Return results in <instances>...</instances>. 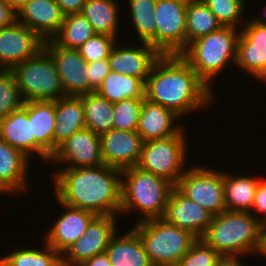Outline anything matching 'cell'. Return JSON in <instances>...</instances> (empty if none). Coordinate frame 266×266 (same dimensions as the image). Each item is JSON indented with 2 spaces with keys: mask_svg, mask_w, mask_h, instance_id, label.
<instances>
[{
  "mask_svg": "<svg viewBox=\"0 0 266 266\" xmlns=\"http://www.w3.org/2000/svg\"><path fill=\"white\" fill-rule=\"evenodd\" d=\"M215 95L180 55H161L145 82V99L181 118L209 108Z\"/></svg>",
  "mask_w": 266,
  "mask_h": 266,
  "instance_id": "6da1fadb",
  "label": "cell"
},
{
  "mask_svg": "<svg viewBox=\"0 0 266 266\" xmlns=\"http://www.w3.org/2000/svg\"><path fill=\"white\" fill-rule=\"evenodd\" d=\"M52 180L56 198L66 205L90 211L96 216L120 213L121 171L116 168L105 164L62 168L53 174Z\"/></svg>",
  "mask_w": 266,
  "mask_h": 266,
  "instance_id": "7a4b0ae2",
  "label": "cell"
},
{
  "mask_svg": "<svg viewBox=\"0 0 266 266\" xmlns=\"http://www.w3.org/2000/svg\"><path fill=\"white\" fill-rule=\"evenodd\" d=\"M261 238V222L253 214L226 210L212 217L201 239L221 256H246L259 253Z\"/></svg>",
  "mask_w": 266,
  "mask_h": 266,
  "instance_id": "3957f363",
  "label": "cell"
},
{
  "mask_svg": "<svg viewBox=\"0 0 266 266\" xmlns=\"http://www.w3.org/2000/svg\"><path fill=\"white\" fill-rule=\"evenodd\" d=\"M174 187L175 185L165 178L137 166L124 169L121 171L120 214L138 210L139 219L135 223L163 218Z\"/></svg>",
  "mask_w": 266,
  "mask_h": 266,
  "instance_id": "277c9868",
  "label": "cell"
},
{
  "mask_svg": "<svg viewBox=\"0 0 266 266\" xmlns=\"http://www.w3.org/2000/svg\"><path fill=\"white\" fill-rule=\"evenodd\" d=\"M240 30V28L222 26L217 31L194 40L180 54L213 92H215L212 83L214 78L227 68L228 63L234 65L236 63Z\"/></svg>",
  "mask_w": 266,
  "mask_h": 266,
  "instance_id": "5b68a950",
  "label": "cell"
},
{
  "mask_svg": "<svg viewBox=\"0 0 266 266\" xmlns=\"http://www.w3.org/2000/svg\"><path fill=\"white\" fill-rule=\"evenodd\" d=\"M132 228L140 237L152 266H177L198 240L191 232L163 218L141 221Z\"/></svg>",
  "mask_w": 266,
  "mask_h": 266,
  "instance_id": "8992f818",
  "label": "cell"
},
{
  "mask_svg": "<svg viewBox=\"0 0 266 266\" xmlns=\"http://www.w3.org/2000/svg\"><path fill=\"white\" fill-rule=\"evenodd\" d=\"M10 71L23 101H56L66 96L55 62L44 48L34 57L13 66Z\"/></svg>",
  "mask_w": 266,
  "mask_h": 266,
  "instance_id": "52a82bcc",
  "label": "cell"
},
{
  "mask_svg": "<svg viewBox=\"0 0 266 266\" xmlns=\"http://www.w3.org/2000/svg\"><path fill=\"white\" fill-rule=\"evenodd\" d=\"M186 140L183 128L176 135L145 141L137 167L176 185L186 170L184 167L188 158Z\"/></svg>",
  "mask_w": 266,
  "mask_h": 266,
  "instance_id": "ba28073f",
  "label": "cell"
},
{
  "mask_svg": "<svg viewBox=\"0 0 266 266\" xmlns=\"http://www.w3.org/2000/svg\"><path fill=\"white\" fill-rule=\"evenodd\" d=\"M211 168L204 165L188 167L175 187L214 216L226 211L227 208L224 197L223 170Z\"/></svg>",
  "mask_w": 266,
  "mask_h": 266,
  "instance_id": "9c48e42d",
  "label": "cell"
},
{
  "mask_svg": "<svg viewBox=\"0 0 266 266\" xmlns=\"http://www.w3.org/2000/svg\"><path fill=\"white\" fill-rule=\"evenodd\" d=\"M187 0H157L155 49L161 55H180L186 49Z\"/></svg>",
  "mask_w": 266,
  "mask_h": 266,
  "instance_id": "30bf717a",
  "label": "cell"
},
{
  "mask_svg": "<svg viewBox=\"0 0 266 266\" xmlns=\"http://www.w3.org/2000/svg\"><path fill=\"white\" fill-rule=\"evenodd\" d=\"M116 215L96 216L88 225L84 235L73 243L62 255V266H79L85 260L104 253L117 231Z\"/></svg>",
  "mask_w": 266,
  "mask_h": 266,
  "instance_id": "8fae6325",
  "label": "cell"
},
{
  "mask_svg": "<svg viewBox=\"0 0 266 266\" xmlns=\"http://www.w3.org/2000/svg\"><path fill=\"white\" fill-rule=\"evenodd\" d=\"M44 49L55 62L61 86L66 96L89 93L88 63L77 49H66L52 39L44 42Z\"/></svg>",
  "mask_w": 266,
  "mask_h": 266,
  "instance_id": "7c38bea8",
  "label": "cell"
},
{
  "mask_svg": "<svg viewBox=\"0 0 266 266\" xmlns=\"http://www.w3.org/2000/svg\"><path fill=\"white\" fill-rule=\"evenodd\" d=\"M49 163L66 164L63 168H85L104 165L100 137L89 129L73 133L51 155Z\"/></svg>",
  "mask_w": 266,
  "mask_h": 266,
  "instance_id": "4fadbf2b",
  "label": "cell"
},
{
  "mask_svg": "<svg viewBox=\"0 0 266 266\" xmlns=\"http://www.w3.org/2000/svg\"><path fill=\"white\" fill-rule=\"evenodd\" d=\"M44 40L17 20L0 29V69L10 70L37 55L44 48Z\"/></svg>",
  "mask_w": 266,
  "mask_h": 266,
  "instance_id": "5bb4252c",
  "label": "cell"
},
{
  "mask_svg": "<svg viewBox=\"0 0 266 266\" xmlns=\"http://www.w3.org/2000/svg\"><path fill=\"white\" fill-rule=\"evenodd\" d=\"M243 26V27H242ZM235 67L266 82V27L251 19L241 24Z\"/></svg>",
  "mask_w": 266,
  "mask_h": 266,
  "instance_id": "9a60e30c",
  "label": "cell"
},
{
  "mask_svg": "<svg viewBox=\"0 0 266 266\" xmlns=\"http://www.w3.org/2000/svg\"><path fill=\"white\" fill-rule=\"evenodd\" d=\"M99 137L105 165L120 171L137 166L144 141L136 130L112 129Z\"/></svg>",
  "mask_w": 266,
  "mask_h": 266,
  "instance_id": "2e32d148",
  "label": "cell"
},
{
  "mask_svg": "<svg viewBox=\"0 0 266 266\" xmlns=\"http://www.w3.org/2000/svg\"><path fill=\"white\" fill-rule=\"evenodd\" d=\"M55 199L60 207L62 206L65 209V212L61 213L48 228L44 241L62 255L84 235L88 225L96 215L90 211L66 205L57 198Z\"/></svg>",
  "mask_w": 266,
  "mask_h": 266,
  "instance_id": "e0dca14e",
  "label": "cell"
},
{
  "mask_svg": "<svg viewBox=\"0 0 266 266\" xmlns=\"http://www.w3.org/2000/svg\"><path fill=\"white\" fill-rule=\"evenodd\" d=\"M212 217L209 211L174 187L170 193L163 219L201 239Z\"/></svg>",
  "mask_w": 266,
  "mask_h": 266,
  "instance_id": "ac0fdd59",
  "label": "cell"
},
{
  "mask_svg": "<svg viewBox=\"0 0 266 266\" xmlns=\"http://www.w3.org/2000/svg\"><path fill=\"white\" fill-rule=\"evenodd\" d=\"M133 46H119L118 41L113 46L108 62L111 71L139 78L144 83L150 75L154 63L161 54L148 43H138Z\"/></svg>",
  "mask_w": 266,
  "mask_h": 266,
  "instance_id": "d6986e66",
  "label": "cell"
},
{
  "mask_svg": "<svg viewBox=\"0 0 266 266\" xmlns=\"http://www.w3.org/2000/svg\"><path fill=\"white\" fill-rule=\"evenodd\" d=\"M0 138L29 159L34 153L38 154L42 161L49 162L51 158L32 136L31 120L26 112V101L20 108L0 120Z\"/></svg>",
  "mask_w": 266,
  "mask_h": 266,
  "instance_id": "ffe728a7",
  "label": "cell"
},
{
  "mask_svg": "<svg viewBox=\"0 0 266 266\" xmlns=\"http://www.w3.org/2000/svg\"><path fill=\"white\" fill-rule=\"evenodd\" d=\"M64 17L65 14L55 0H32L16 13V20L44 41L58 33Z\"/></svg>",
  "mask_w": 266,
  "mask_h": 266,
  "instance_id": "44dd1931",
  "label": "cell"
},
{
  "mask_svg": "<svg viewBox=\"0 0 266 266\" xmlns=\"http://www.w3.org/2000/svg\"><path fill=\"white\" fill-rule=\"evenodd\" d=\"M180 118L172 110L144 99L136 131L144 142L167 138L178 134L183 129L184 126L181 127L180 124L177 126Z\"/></svg>",
  "mask_w": 266,
  "mask_h": 266,
  "instance_id": "7402d4cb",
  "label": "cell"
},
{
  "mask_svg": "<svg viewBox=\"0 0 266 266\" xmlns=\"http://www.w3.org/2000/svg\"><path fill=\"white\" fill-rule=\"evenodd\" d=\"M30 159L0 138V193L17 194L27 190ZM29 162V163H28ZM28 170V171H27Z\"/></svg>",
  "mask_w": 266,
  "mask_h": 266,
  "instance_id": "603a6c76",
  "label": "cell"
},
{
  "mask_svg": "<svg viewBox=\"0 0 266 266\" xmlns=\"http://www.w3.org/2000/svg\"><path fill=\"white\" fill-rule=\"evenodd\" d=\"M54 152L76 131L86 128L80 96H63L55 101Z\"/></svg>",
  "mask_w": 266,
  "mask_h": 266,
  "instance_id": "cb8c5ba5",
  "label": "cell"
},
{
  "mask_svg": "<svg viewBox=\"0 0 266 266\" xmlns=\"http://www.w3.org/2000/svg\"><path fill=\"white\" fill-rule=\"evenodd\" d=\"M105 252L112 266H152L144 245L133 228L122 236L116 233Z\"/></svg>",
  "mask_w": 266,
  "mask_h": 266,
  "instance_id": "d4e9b609",
  "label": "cell"
},
{
  "mask_svg": "<svg viewBox=\"0 0 266 266\" xmlns=\"http://www.w3.org/2000/svg\"><path fill=\"white\" fill-rule=\"evenodd\" d=\"M32 136L51 156L54 153L55 101H26Z\"/></svg>",
  "mask_w": 266,
  "mask_h": 266,
  "instance_id": "484cf974",
  "label": "cell"
},
{
  "mask_svg": "<svg viewBox=\"0 0 266 266\" xmlns=\"http://www.w3.org/2000/svg\"><path fill=\"white\" fill-rule=\"evenodd\" d=\"M223 171V187L227 211L250 212L258 182L262 179L244 175H233Z\"/></svg>",
  "mask_w": 266,
  "mask_h": 266,
  "instance_id": "4316f807",
  "label": "cell"
},
{
  "mask_svg": "<svg viewBox=\"0 0 266 266\" xmlns=\"http://www.w3.org/2000/svg\"><path fill=\"white\" fill-rule=\"evenodd\" d=\"M118 3L117 0H86L81 13L90 22L96 34H106L118 39L121 16Z\"/></svg>",
  "mask_w": 266,
  "mask_h": 266,
  "instance_id": "83f0119b",
  "label": "cell"
},
{
  "mask_svg": "<svg viewBox=\"0 0 266 266\" xmlns=\"http://www.w3.org/2000/svg\"><path fill=\"white\" fill-rule=\"evenodd\" d=\"M95 92L112 103L123 99L145 98V83L139 78L110 71Z\"/></svg>",
  "mask_w": 266,
  "mask_h": 266,
  "instance_id": "f1b7e54d",
  "label": "cell"
},
{
  "mask_svg": "<svg viewBox=\"0 0 266 266\" xmlns=\"http://www.w3.org/2000/svg\"><path fill=\"white\" fill-rule=\"evenodd\" d=\"M84 107L86 129L101 135L113 129L114 103L97 92L80 96Z\"/></svg>",
  "mask_w": 266,
  "mask_h": 266,
  "instance_id": "f546056e",
  "label": "cell"
},
{
  "mask_svg": "<svg viewBox=\"0 0 266 266\" xmlns=\"http://www.w3.org/2000/svg\"><path fill=\"white\" fill-rule=\"evenodd\" d=\"M222 27L209 7L202 0L187 1L186 48L194 40Z\"/></svg>",
  "mask_w": 266,
  "mask_h": 266,
  "instance_id": "4dcf8cb0",
  "label": "cell"
},
{
  "mask_svg": "<svg viewBox=\"0 0 266 266\" xmlns=\"http://www.w3.org/2000/svg\"><path fill=\"white\" fill-rule=\"evenodd\" d=\"M96 35L90 22L82 13H71L64 17L58 33L52 40L66 49H78Z\"/></svg>",
  "mask_w": 266,
  "mask_h": 266,
  "instance_id": "1f68e13d",
  "label": "cell"
},
{
  "mask_svg": "<svg viewBox=\"0 0 266 266\" xmlns=\"http://www.w3.org/2000/svg\"><path fill=\"white\" fill-rule=\"evenodd\" d=\"M44 248H24L0 257V266H62V257L45 241Z\"/></svg>",
  "mask_w": 266,
  "mask_h": 266,
  "instance_id": "d6a6232c",
  "label": "cell"
},
{
  "mask_svg": "<svg viewBox=\"0 0 266 266\" xmlns=\"http://www.w3.org/2000/svg\"><path fill=\"white\" fill-rule=\"evenodd\" d=\"M130 8L133 30L141 43H148L155 48L156 21L154 10L157 0H127ZM130 5V6H129Z\"/></svg>",
  "mask_w": 266,
  "mask_h": 266,
  "instance_id": "836d02e7",
  "label": "cell"
},
{
  "mask_svg": "<svg viewBox=\"0 0 266 266\" xmlns=\"http://www.w3.org/2000/svg\"><path fill=\"white\" fill-rule=\"evenodd\" d=\"M222 26L239 28L246 10L244 0H202ZM243 15V16H242ZM240 20V21H239Z\"/></svg>",
  "mask_w": 266,
  "mask_h": 266,
  "instance_id": "e575fe53",
  "label": "cell"
},
{
  "mask_svg": "<svg viewBox=\"0 0 266 266\" xmlns=\"http://www.w3.org/2000/svg\"><path fill=\"white\" fill-rule=\"evenodd\" d=\"M23 102L13 73L0 69V120L20 108Z\"/></svg>",
  "mask_w": 266,
  "mask_h": 266,
  "instance_id": "d590c367",
  "label": "cell"
},
{
  "mask_svg": "<svg viewBox=\"0 0 266 266\" xmlns=\"http://www.w3.org/2000/svg\"><path fill=\"white\" fill-rule=\"evenodd\" d=\"M145 98L123 99L114 103L113 129L137 130L140 110Z\"/></svg>",
  "mask_w": 266,
  "mask_h": 266,
  "instance_id": "8d00e7d4",
  "label": "cell"
},
{
  "mask_svg": "<svg viewBox=\"0 0 266 266\" xmlns=\"http://www.w3.org/2000/svg\"><path fill=\"white\" fill-rule=\"evenodd\" d=\"M116 42L117 39L115 37L106 34H96L77 50L87 63L94 62L107 59Z\"/></svg>",
  "mask_w": 266,
  "mask_h": 266,
  "instance_id": "74e56055",
  "label": "cell"
},
{
  "mask_svg": "<svg viewBox=\"0 0 266 266\" xmlns=\"http://www.w3.org/2000/svg\"><path fill=\"white\" fill-rule=\"evenodd\" d=\"M221 255L202 239H198L177 266H215Z\"/></svg>",
  "mask_w": 266,
  "mask_h": 266,
  "instance_id": "f35d334b",
  "label": "cell"
},
{
  "mask_svg": "<svg viewBox=\"0 0 266 266\" xmlns=\"http://www.w3.org/2000/svg\"><path fill=\"white\" fill-rule=\"evenodd\" d=\"M110 71L108 58L88 63L89 93L95 92L101 86Z\"/></svg>",
  "mask_w": 266,
  "mask_h": 266,
  "instance_id": "ab89813d",
  "label": "cell"
},
{
  "mask_svg": "<svg viewBox=\"0 0 266 266\" xmlns=\"http://www.w3.org/2000/svg\"><path fill=\"white\" fill-rule=\"evenodd\" d=\"M250 213L260 222L266 218V179L264 178L258 182Z\"/></svg>",
  "mask_w": 266,
  "mask_h": 266,
  "instance_id": "60d3db41",
  "label": "cell"
},
{
  "mask_svg": "<svg viewBox=\"0 0 266 266\" xmlns=\"http://www.w3.org/2000/svg\"><path fill=\"white\" fill-rule=\"evenodd\" d=\"M16 21V13L6 0H0V29L11 25Z\"/></svg>",
  "mask_w": 266,
  "mask_h": 266,
  "instance_id": "b9f144b4",
  "label": "cell"
},
{
  "mask_svg": "<svg viewBox=\"0 0 266 266\" xmlns=\"http://www.w3.org/2000/svg\"><path fill=\"white\" fill-rule=\"evenodd\" d=\"M62 12L67 15L71 13H81L86 0H55Z\"/></svg>",
  "mask_w": 266,
  "mask_h": 266,
  "instance_id": "7bdbcfd3",
  "label": "cell"
},
{
  "mask_svg": "<svg viewBox=\"0 0 266 266\" xmlns=\"http://www.w3.org/2000/svg\"><path fill=\"white\" fill-rule=\"evenodd\" d=\"M79 266H112L106 252L97 254L90 259L85 260Z\"/></svg>",
  "mask_w": 266,
  "mask_h": 266,
  "instance_id": "ee69618b",
  "label": "cell"
},
{
  "mask_svg": "<svg viewBox=\"0 0 266 266\" xmlns=\"http://www.w3.org/2000/svg\"><path fill=\"white\" fill-rule=\"evenodd\" d=\"M241 258L242 256H221L215 266H244Z\"/></svg>",
  "mask_w": 266,
  "mask_h": 266,
  "instance_id": "f6af8a7d",
  "label": "cell"
},
{
  "mask_svg": "<svg viewBox=\"0 0 266 266\" xmlns=\"http://www.w3.org/2000/svg\"><path fill=\"white\" fill-rule=\"evenodd\" d=\"M12 10L17 13L21 8L30 3L32 0H6Z\"/></svg>",
  "mask_w": 266,
  "mask_h": 266,
  "instance_id": "bcb514c9",
  "label": "cell"
},
{
  "mask_svg": "<svg viewBox=\"0 0 266 266\" xmlns=\"http://www.w3.org/2000/svg\"><path fill=\"white\" fill-rule=\"evenodd\" d=\"M264 11V16L266 17V12H265V10H263ZM262 16H260V17H254L252 20L254 21V22H256L257 24H259V25H262V26H265L266 27V19H265V17H262Z\"/></svg>",
  "mask_w": 266,
  "mask_h": 266,
  "instance_id": "7dc6e473",
  "label": "cell"
},
{
  "mask_svg": "<svg viewBox=\"0 0 266 266\" xmlns=\"http://www.w3.org/2000/svg\"><path fill=\"white\" fill-rule=\"evenodd\" d=\"M261 227H262V230H266V218L261 221Z\"/></svg>",
  "mask_w": 266,
  "mask_h": 266,
  "instance_id": "c3c4849f",
  "label": "cell"
}]
</instances>
